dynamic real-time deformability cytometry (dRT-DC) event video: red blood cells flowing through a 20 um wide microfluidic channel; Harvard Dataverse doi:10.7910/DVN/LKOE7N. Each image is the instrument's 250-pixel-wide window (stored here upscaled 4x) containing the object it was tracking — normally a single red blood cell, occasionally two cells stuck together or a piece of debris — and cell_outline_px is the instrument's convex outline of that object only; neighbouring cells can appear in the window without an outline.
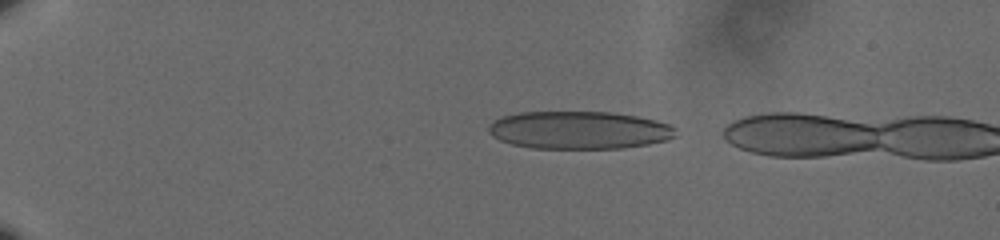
{"species": "human", "species_latin": "Homo sapiens", "temperature_condition": "cold", "stored_images_in_passage": 3, "camera_frame_rate_fps": 3000, "um_per_image_px": 0.085, "donor": {"sex": "male"}, "frame": {"image": 1, "passage_image": 1, "time_ms": 0.0, "image_size_px": [1000, 240], "cell_outline_px": [[676, 136], [668, 140], [648, 144], [624, 148], [532, 148], [512, 144], [500, 140], [492, 136], [488, 132], [488, 128], [492, 120], [504, 116], [520, 112], [612, 112], [636, 116], [656, 120], [668, 124], [676, 128]], "centroid_in_image_um": [49.23, 11.06], "position_along_channel_um": 35.8, "area_um2": 41.33}}